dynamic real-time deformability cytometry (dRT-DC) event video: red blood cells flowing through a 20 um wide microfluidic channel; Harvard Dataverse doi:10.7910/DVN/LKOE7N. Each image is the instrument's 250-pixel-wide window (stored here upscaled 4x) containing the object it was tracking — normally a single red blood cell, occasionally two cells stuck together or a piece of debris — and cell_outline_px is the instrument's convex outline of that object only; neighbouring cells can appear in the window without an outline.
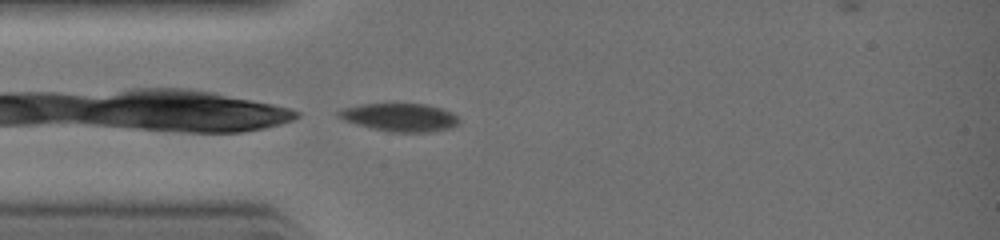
{"species": "common noctule bat (a hibernating species)", "species_latin": "Nyctalus noctula", "temperature_condition": "warm", "stored_images_in_passage": 2, "camera_frame_rate_fps": 3000, "um_per_image_px": 0.085, "animal": {"sex": "female", "body_mass_g": 19.0, "forearm_length_mm": 51.5}, "frame": {"image": 1, "passage_image": 2, "time_ms": 0.333, "image_size_px": [1000, 240], "cell_outline_px": [[460, 120], [452, 128], [432, 132], [388, 132], [356, 124], [344, 120], [336, 116], [336, 112], [344, 108], [360, 104], [424, 104], [440, 108], [452, 112]], "centroid_in_image_um": [33.98, 9.98], "position_along_channel_um": 51.0, "area_um2": 19.71}}